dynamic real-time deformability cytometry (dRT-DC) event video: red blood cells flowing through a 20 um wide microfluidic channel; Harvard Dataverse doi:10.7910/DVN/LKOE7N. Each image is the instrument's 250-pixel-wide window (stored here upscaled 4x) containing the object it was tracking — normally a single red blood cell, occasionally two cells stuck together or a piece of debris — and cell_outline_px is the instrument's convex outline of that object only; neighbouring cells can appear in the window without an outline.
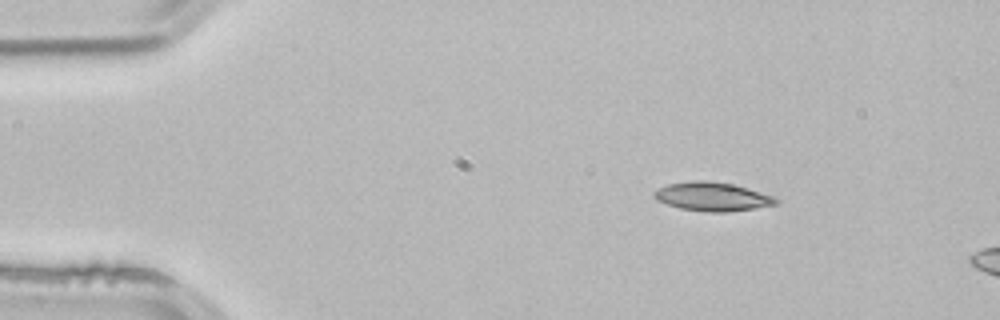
{"species": "common noctule bat (a hibernating species)", "species_latin": "Nyctalus noctula", "temperature_condition": "room temperature", "stored_images_in_passage": 3, "camera_frame_rate_fps": 3000, "um_per_image_px": 0.085, "animal": {"sex": "male", "body_mass_g": 21.5, "forearm_length_mm": 52.0}, "frame": {"image": 1, "passage_image": 1, "time_ms": 0.0, "image_size_px": [1000, 320], "cell_outline_px": [[780, 200], [776, 204], [756, 208], [728, 212], [708, 212], [680, 208], [656, 200], [652, 196], [652, 192], [668, 184], [696, 180], [704, 180], [732, 184], [772, 196]], "centroid_in_image_um": [60.52, 16.72], "position_along_channel_um": 24.5, "area_um2": 20.17}}